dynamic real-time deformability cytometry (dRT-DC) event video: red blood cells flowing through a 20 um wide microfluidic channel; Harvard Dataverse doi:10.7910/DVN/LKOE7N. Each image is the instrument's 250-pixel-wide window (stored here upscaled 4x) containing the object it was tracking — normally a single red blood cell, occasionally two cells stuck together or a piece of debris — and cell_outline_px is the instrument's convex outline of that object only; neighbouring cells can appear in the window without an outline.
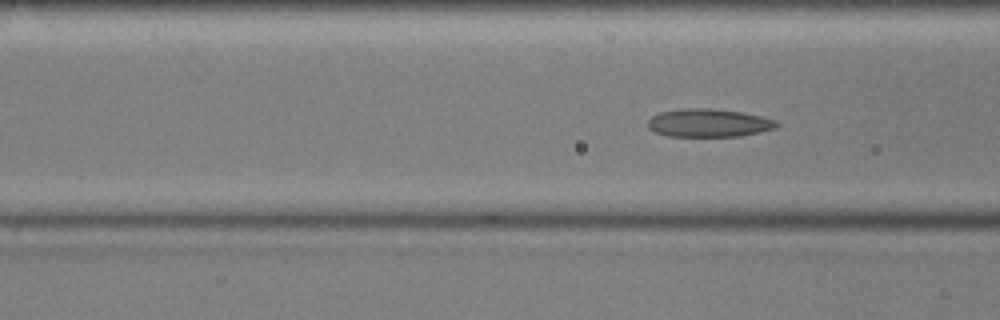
{"species": "common noctule bat (a hibernating species)", "species_latin": "Nyctalus noctula", "temperature_condition": "cold", "stored_images_in_passage": 9, "camera_frame_rate_fps": 3000, "um_per_image_px": 0.085, "animal": {"sex": "male", "body_mass_g": 17.9, "forearm_length_mm": 54.2}, "frame": {"image": 1, "passage_image": 9, "time_ms": 2.667, "image_size_px": [1000, 320], "cell_outline_px": [[780, 124], [776, 128], [760, 132], [740, 136], [668, 136], [656, 132], [648, 128], [648, 120], [652, 116], [660, 112], [684, 108], [712, 108], [740, 112], [760, 116], [776, 120]], "centroid_in_image_um": [60.25, 10.45], "position_along_channel_um": 106.4, "area_um2": 21.1}}